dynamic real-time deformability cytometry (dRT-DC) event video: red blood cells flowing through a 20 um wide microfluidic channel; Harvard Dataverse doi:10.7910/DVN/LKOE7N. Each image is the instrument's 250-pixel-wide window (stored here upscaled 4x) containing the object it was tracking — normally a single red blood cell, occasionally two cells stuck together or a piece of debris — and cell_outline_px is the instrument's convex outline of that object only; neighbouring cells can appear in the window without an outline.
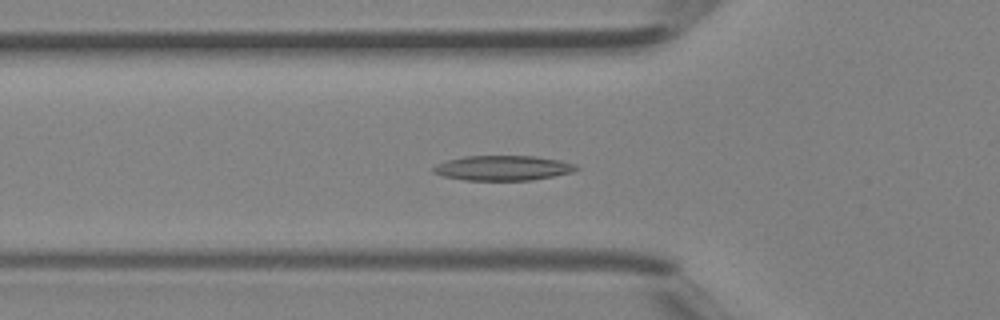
{"species": "Egyptian fruit bat (a non-hibernating species)", "species_latin": "Rousettus aegyptiacus", "temperature_condition": "room temperature", "stored_images_in_passage": 42, "segment_of_instrument_passage": [1, 2], "camera_frame_rate_fps": 3000, "um_per_image_px": 0.085, "animal": {"sex": "female"}, "frame": {"image": 1, "passage_image": 14, "time_ms": 4.333, "image_size_px": [1000, 320], "cell_outline_px": [[580, 168], [572, 172], [532, 180], [464, 180], [444, 176], [432, 172], [432, 168], [448, 160], [464, 156], [532, 156], [560, 160], [576, 164]], "centroid_in_image_um": [42.77, 14.28], "position_along_channel_um": 83.0, "area_um2": 20.58}}
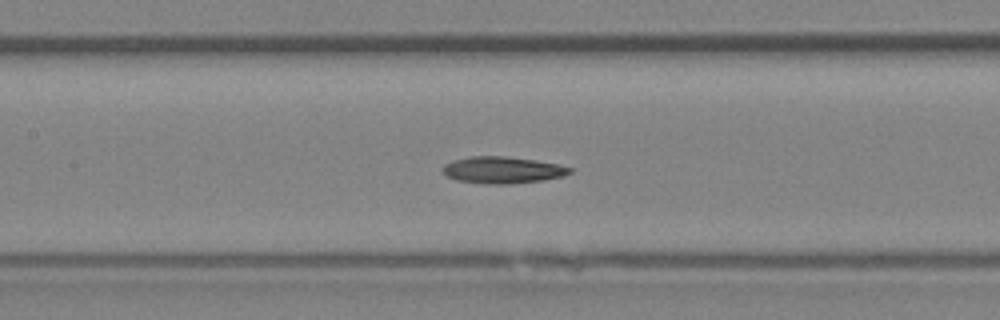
{"frame": {"image": 2, "passage_image": 19, "time_ms": 6.0, "image_size_px": [1000, 320], "cell_outline_px": [[572, 172], [564, 176], [544, 180], [512, 184], [484, 184], [456, 180], [448, 176], [440, 168], [444, 164], [452, 160], [468, 156], [504, 156], [536, 160], [556, 164], [572, 168]], "centroid_in_image_um": [42.69, 14.45], "position_along_channel_um": 164.7, "area_um2": 20.0}}
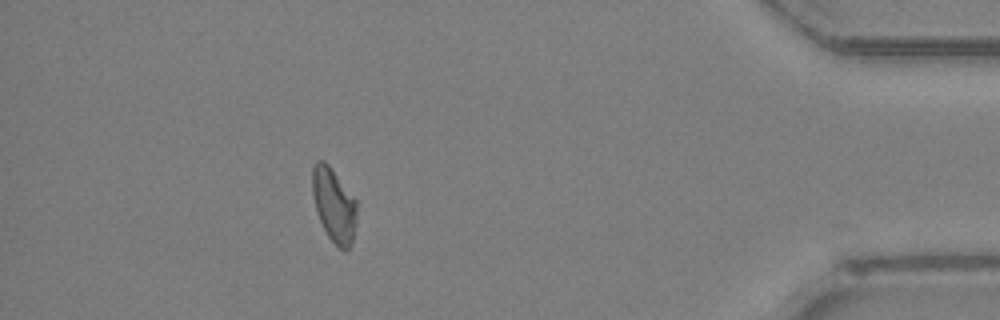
{"frame": {"image": 3, "passage_image": 37, "time_ms": 12.0, "image_size_px": [1000, 320], "cell_outline_px": [[360, 204], [352, 244], [344, 252], [328, 236], [320, 220], [316, 208], [312, 192], [312, 168], [316, 160], [324, 160], [328, 164]], "centroid_in_image_um": [28.43, 17.42], "position_along_channel_um": 406.8, "area_um2": 19.42}}